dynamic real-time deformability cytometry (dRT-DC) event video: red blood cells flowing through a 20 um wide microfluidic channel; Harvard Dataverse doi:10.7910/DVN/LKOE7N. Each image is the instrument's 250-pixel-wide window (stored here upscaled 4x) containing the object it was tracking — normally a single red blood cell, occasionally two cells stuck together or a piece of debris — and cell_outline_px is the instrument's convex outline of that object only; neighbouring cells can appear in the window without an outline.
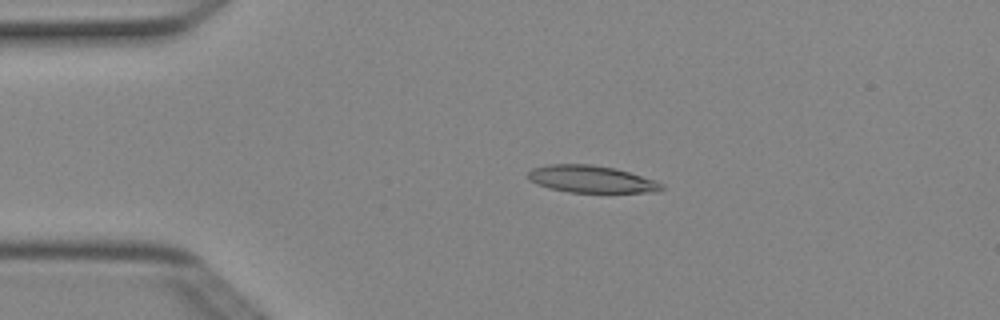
{"species": "Egyptian fruit bat (a non-hibernating species)", "species_latin": "Rousettus aegyptiacus", "temperature_condition": "cold", "stored_images_in_passage": 4, "camera_frame_rate_fps": 3000, "um_per_image_px": 0.085, "animal": {"sex": "female"}, "frame": {"image": 1, "passage_image": 3, "time_ms": 0.667, "image_size_px": [1000, 320], "cell_outline_px": [[664, 188], [660, 192], [568, 192], [548, 188], [536, 184], [528, 180], [524, 176], [532, 168], [548, 164], [592, 164], [616, 168], [656, 180], [664, 184]], "centroid_in_image_um": [50.24, 15.22], "position_along_channel_um": 34.8, "area_um2": 21.5}}